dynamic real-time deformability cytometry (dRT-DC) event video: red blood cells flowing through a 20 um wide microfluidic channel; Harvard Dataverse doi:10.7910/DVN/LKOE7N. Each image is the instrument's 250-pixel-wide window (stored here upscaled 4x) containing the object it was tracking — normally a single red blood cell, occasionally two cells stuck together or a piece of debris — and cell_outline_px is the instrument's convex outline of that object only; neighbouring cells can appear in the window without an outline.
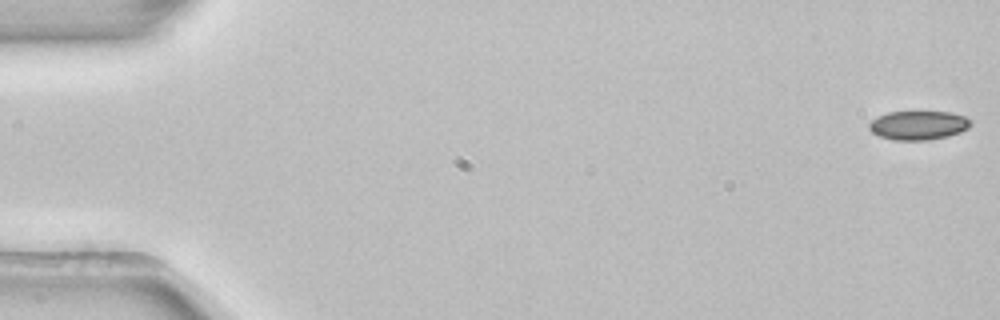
{"species": "common noctule bat (a hibernating species)", "species_latin": "Nyctalus noctula", "temperature_condition": "room temperature", "stored_images_in_passage": 53, "camera_frame_rate_fps": 3000, "um_per_image_px": 0.085, "animal": {"sex": "female", "body_mass_g": 22.7, "forearm_length_mm": 54.2}, "frame": {"image": 1, "passage_image": 1, "time_ms": 0.0, "image_size_px": [1000, 320], "cell_outline_px": [[972, 124], [968, 128], [960, 132], [948, 136], [928, 140], [892, 140], [880, 136], [872, 132], [868, 128], [868, 124], [876, 116], [888, 112], [952, 112], [964, 116], [972, 120]], "centroid_in_image_um": [78.06, 10.64], "position_along_channel_um": 6.9, "area_um2": 17.28}}
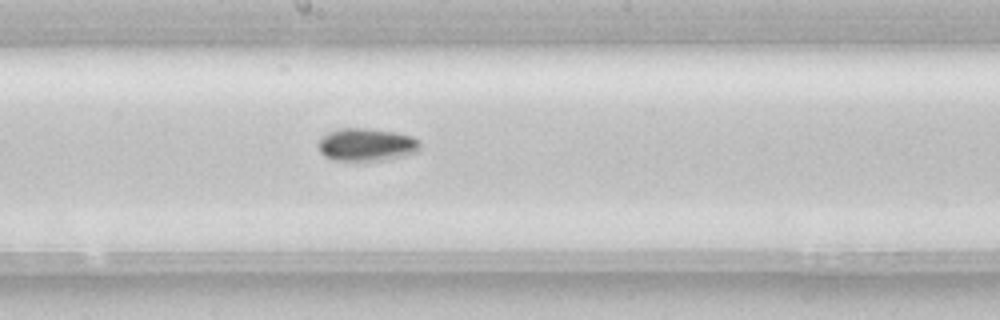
{"frame": {"image": 2, "passage_image": 29, "time_ms": 9.333, "image_size_px": [1000, 320], "cell_outline_px": [[420, 152], [404, 156], [384, 160], [332, 160], [324, 156], [320, 152], [316, 144], [320, 136], [328, 132], [340, 128], [368, 128], [396, 132], [412, 136], [420, 140]], "centroid_in_image_um": [31.15, 12.29], "position_along_channel_um": 217.1, "area_um2": 19.88}}
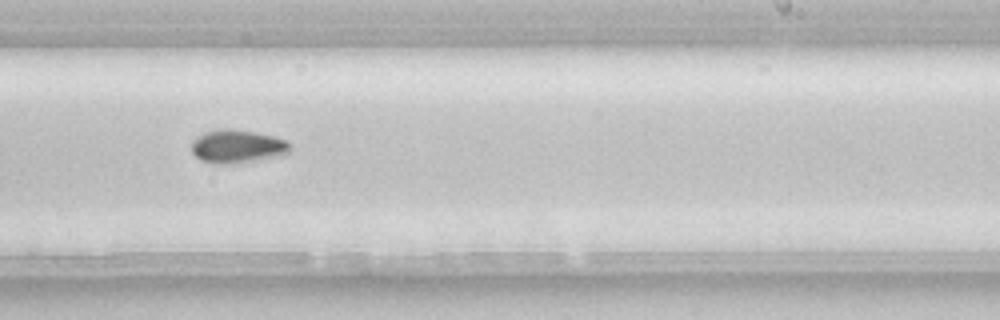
{"frame": {"image": 3, "passage_image": 33, "time_ms": 10.667, "image_size_px": [1000, 320], "cell_outline_px": [[292, 148], [284, 156], [232, 164], [220, 164], [200, 160], [192, 152], [192, 140], [204, 132], [224, 128], [228, 128], [252, 132], [272, 136], [288, 140]], "centroid_in_image_um": [20.2, 12.45], "position_along_channel_um": 268.8, "area_um2": 19.25}, "authors_computed_cell_mechanics": {"area_um2": 17.7446, "velocity_mm_per_s": 3.909, "shape_relaxation_time_tau1_ms": 2.2522, "shape_relaxation_time_tau2_ms": null, "deformation_change_tau1": 0.0622, "deformation_change_tau2": null}}